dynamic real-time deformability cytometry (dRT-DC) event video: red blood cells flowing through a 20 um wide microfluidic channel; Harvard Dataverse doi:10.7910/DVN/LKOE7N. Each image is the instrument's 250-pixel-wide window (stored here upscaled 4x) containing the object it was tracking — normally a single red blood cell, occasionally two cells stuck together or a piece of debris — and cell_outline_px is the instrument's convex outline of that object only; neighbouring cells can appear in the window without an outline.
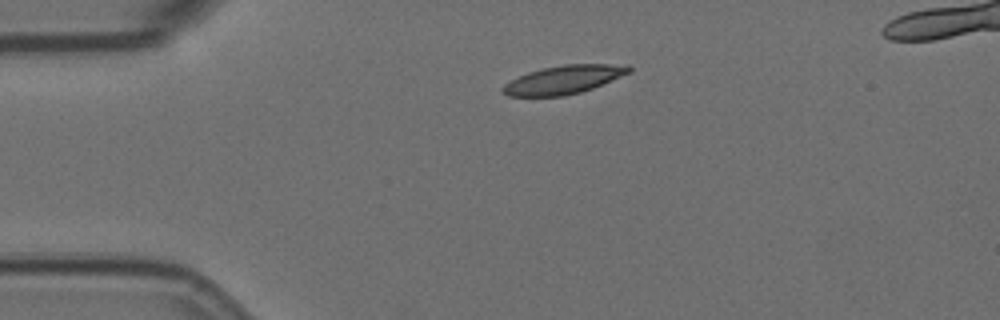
{"species": "Egyptian fruit bat (a non-hibernating species)", "species_latin": "Rousettus aegyptiacus", "temperature_condition": "room temperature", "stored_images_in_passage": 3, "camera_frame_rate_fps": 3000, "um_per_image_px": 0.085, "animal": {"sex": "female"}, "frame": {"image": 1, "passage_image": 1, "time_ms": 0.0, "image_size_px": [1000, 320], "cell_outline_px": [[632, 72], [592, 88], [580, 92], [564, 96], [508, 96], [500, 92], [500, 88], [504, 84], [528, 72], [544, 68], [564, 64], [628, 64], [632, 68]], "centroid_in_image_um": [47.93, 6.77], "position_along_channel_um": 37.1, "area_um2": 20.92}}